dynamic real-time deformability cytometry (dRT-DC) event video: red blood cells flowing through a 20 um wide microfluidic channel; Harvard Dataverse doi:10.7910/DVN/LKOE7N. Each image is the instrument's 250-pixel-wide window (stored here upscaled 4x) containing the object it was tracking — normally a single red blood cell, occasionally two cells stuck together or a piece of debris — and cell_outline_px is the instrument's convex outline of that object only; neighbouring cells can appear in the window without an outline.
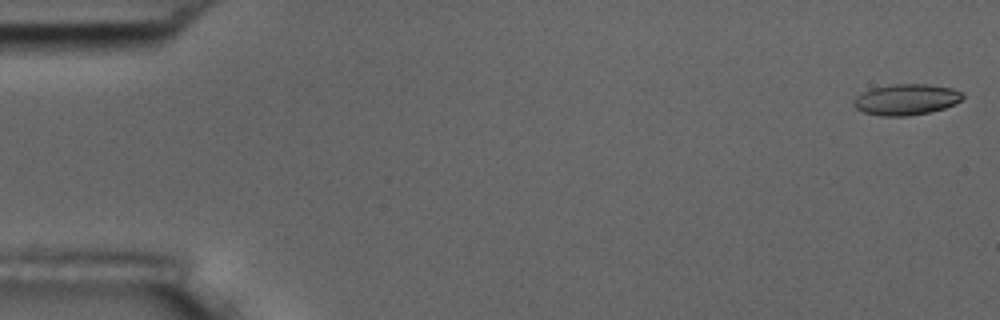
{"species": "common noctule bat (a hibernating species)", "species_latin": "Nyctalus noctula", "temperature_condition": "room temperature", "stored_images_in_passage": 8, "camera_frame_rate_fps": 3000, "um_per_image_px": 0.085, "animal": {"sex": "male", "body_mass_g": 17.5, "forearm_length_mm": 52.3}, "frame": {"image": 1, "passage_image": 1, "time_ms": 0.0, "image_size_px": [1000, 320], "cell_outline_px": [[964, 96], [956, 104], [944, 108], [928, 112], [908, 116], [880, 116], [864, 112], [856, 108], [852, 104], [852, 100], [856, 96], [872, 88], [892, 84], [928, 84], [952, 88], [964, 92]], "centroid_in_image_um": [77.03, 8.45], "position_along_channel_um": 8.0, "area_um2": 19.77}}
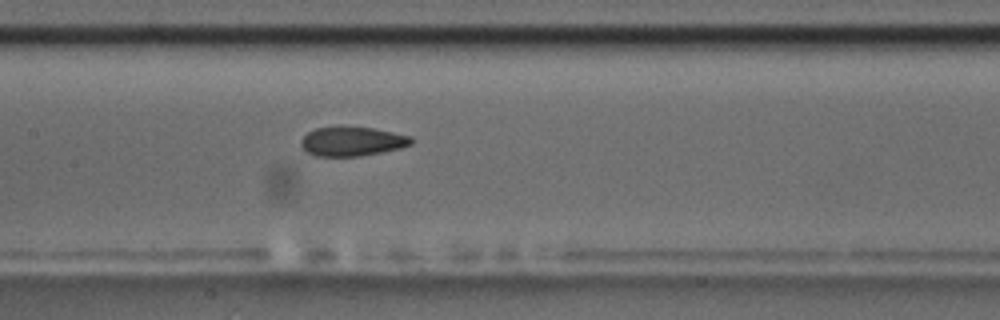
{"frame": {"image": 2, "passage_image": 8, "time_ms": 2.333, "image_size_px": [1000, 320], "cell_outline_px": [[412, 144], [400, 148], [360, 156], [316, 156], [304, 152], [300, 144], [300, 140], [308, 132], [316, 128], [372, 128], [412, 136]], "centroid_in_image_um": [29.9, 12.04], "position_along_channel_um": 177.5, "area_um2": 18.5}}